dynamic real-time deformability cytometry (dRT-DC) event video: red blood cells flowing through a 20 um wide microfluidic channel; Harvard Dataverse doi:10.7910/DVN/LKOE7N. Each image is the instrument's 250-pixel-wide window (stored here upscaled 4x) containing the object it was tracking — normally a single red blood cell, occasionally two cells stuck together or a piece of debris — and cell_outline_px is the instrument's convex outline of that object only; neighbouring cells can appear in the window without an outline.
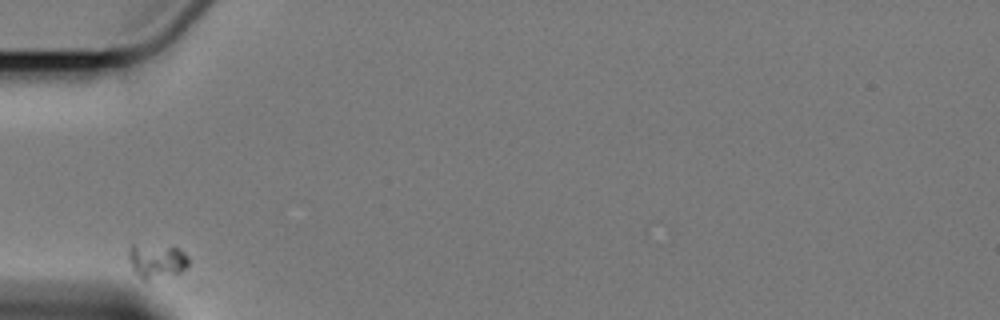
{"species": "Egyptian fruit bat (a non-hibernating species)", "species_latin": "Rousettus aegyptiacus", "temperature_condition": "cold", "stored_images_in_passage": 4, "camera_frame_rate_fps": 3000, "um_per_image_px": 0.085, "animal": {"sex": "female"}, "frame": {"image": 1, "passage_image": 1, "time_ms": 0.0, "image_size_px": [1000, 320], "cell_outline_px": [[188, 264], [180, 272], [144, 280], [132, 268], [128, 256], [128, 248], [132, 244], [172, 244], [180, 248], [188, 256]], "centroid_in_image_um": [13.32, 22.08], "position_along_channel_um": 71.7, "area_um2": 12.2}}
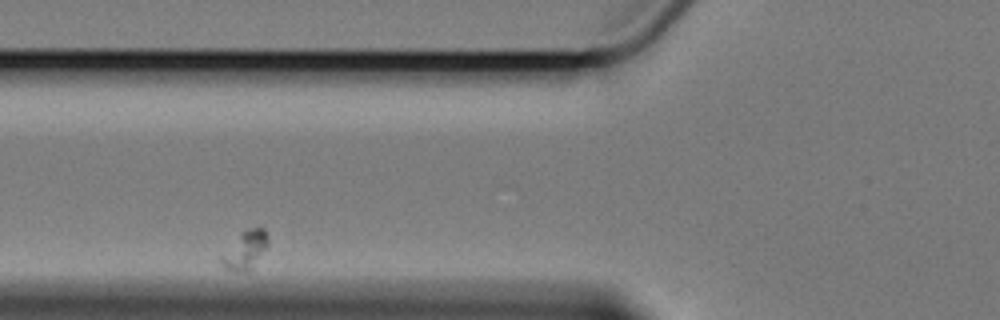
{"frame": {"image": 2, "passage_image": 2, "time_ms": 1.333, "image_size_px": [1000, 320], "cell_outline_px": [[268, 244], [252, 268], [248, 272], [232, 272], [224, 268], [220, 264], [220, 256], [240, 232], [248, 228], [264, 228], [268, 232]], "centroid_in_image_um": [20.81, 21.27], "position_along_channel_um": 105.0, "area_um2": 10.58}}
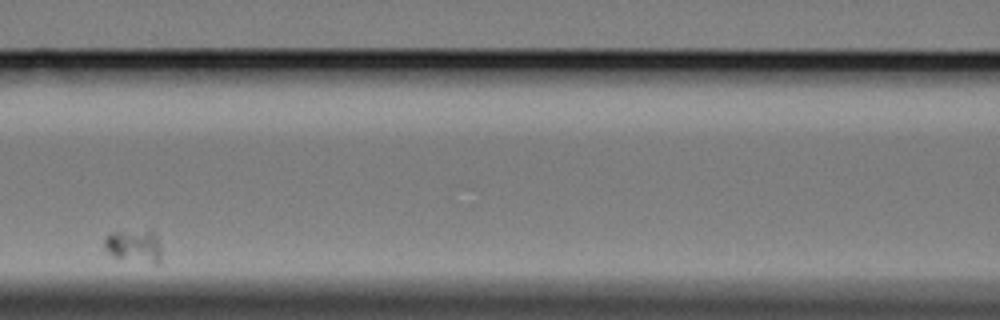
{"frame": {"image": 3, "passage_image": 3, "time_ms": 3.333, "image_size_px": [1000, 320], "cell_outline_px": [[160, 260], [156, 264], [112, 256], [104, 248], [104, 236], [112, 232], [152, 228], [160, 244]], "centroid_in_image_um": [11.39, 20.85], "position_along_channel_um": 155.2, "area_um2": 11.16}}